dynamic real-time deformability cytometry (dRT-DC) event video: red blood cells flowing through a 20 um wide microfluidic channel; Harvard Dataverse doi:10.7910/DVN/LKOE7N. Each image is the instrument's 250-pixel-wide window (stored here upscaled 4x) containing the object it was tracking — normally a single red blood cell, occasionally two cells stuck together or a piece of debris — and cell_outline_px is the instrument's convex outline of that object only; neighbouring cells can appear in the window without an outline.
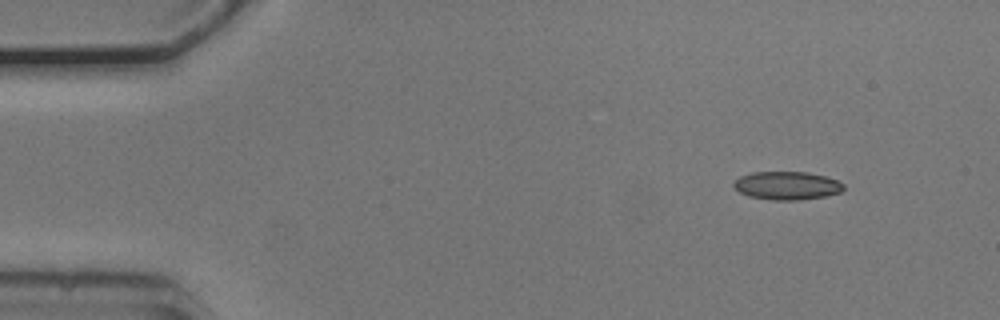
{"species": "common noctule bat (a hibernating species)", "species_latin": "Nyctalus noctula", "temperature_condition": "cold", "stored_images_in_passage": 49, "camera_frame_rate_fps": 3000, "um_per_image_px": 0.085, "animal": {"sex": "male", "body_mass_g": 20.5, "forearm_length_mm": 52.5}, "frame": {"image": 1, "passage_image": 1, "time_ms": 0.0, "image_size_px": [1000, 320], "cell_outline_px": [[844, 188], [840, 192], [824, 196], [800, 200], [772, 200], [748, 196], [740, 192], [732, 184], [740, 176], [752, 172], [808, 172], [824, 176], [836, 180], [844, 184]], "centroid_in_image_um": [66.88, 15.77], "position_along_channel_um": 18.1, "area_um2": 17.98}}
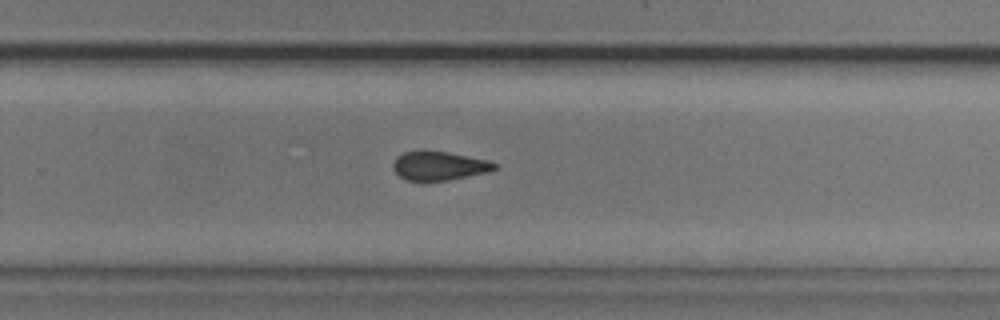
{"frame": {"image": 2, "passage_image": 30, "time_ms": 9.667, "image_size_px": [1000, 320], "cell_outline_px": [[496, 168], [488, 172], [448, 180], [404, 180], [392, 168], [392, 164], [396, 156], [404, 152], [420, 148], [424, 148], [448, 152], [492, 160], [496, 164]], "centroid_in_image_um": [37.3, 14.04], "position_along_channel_um": 292.5, "area_um2": 17.57}}
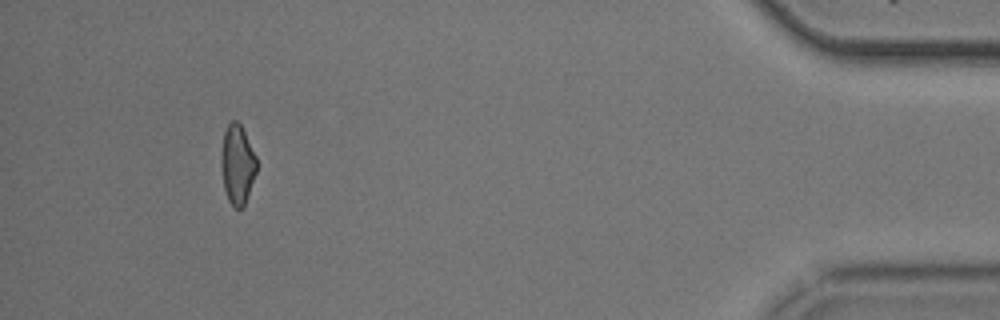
{"frame": {"image": 3, "passage_image": 45, "time_ms": 14.667, "image_size_px": [1000, 320], "cell_outline_px": [[256, 172], [244, 208], [236, 208], [228, 200], [224, 188], [220, 164], [220, 156], [224, 132], [228, 124], [232, 120], [236, 120], [240, 124], [256, 156]], "centroid_in_image_um": [20.16, 13.99], "position_along_channel_um": 415.0, "area_um2": 16.42}, "authors_computed_cell_mechanics": {"area_um2": 17.918, "velocity_mm_per_s": 3.7679, "shape_relaxation_time_tau1_ms": 2.3923, "shape_relaxation_time_tau2_ms": 2.3168, "deformation_change_tau1": 0.0977, "deformation_change_tau2": 0.0999}}